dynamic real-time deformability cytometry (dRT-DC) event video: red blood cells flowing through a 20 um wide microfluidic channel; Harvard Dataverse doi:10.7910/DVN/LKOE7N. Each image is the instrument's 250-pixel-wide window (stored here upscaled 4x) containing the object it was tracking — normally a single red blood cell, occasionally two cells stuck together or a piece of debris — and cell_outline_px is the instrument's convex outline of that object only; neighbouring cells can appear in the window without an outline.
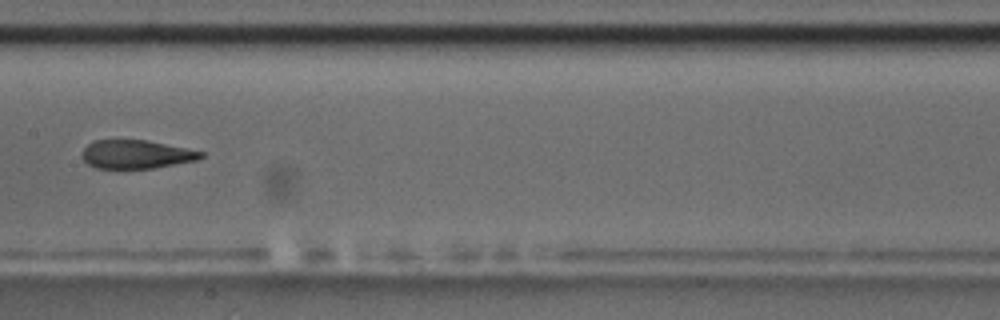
{"species": "common noctule bat (a hibernating species)", "species_latin": "Nyctalus noctula", "temperature_condition": "room temperature", "stored_images_in_passage": 10, "camera_frame_rate_fps": 3000, "um_per_image_px": 0.085, "animal": {"sex": "male", "body_mass_g": 17.5, "forearm_length_mm": 52.3}, "frame": {"image": 1, "passage_image": 9, "time_ms": 9.333, "image_size_px": [1000, 320], "cell_outline_px": [[204, 156], [196, 160], [152, 168], [96, 168], [88, 164], [84, 160], [84, 148], [92, 140], [148, 140], [204, 152]], "centroid_in_image_um": [11.58, 13.11], "position_along_channel_um": 195.8, "area_um2": 19.48}}